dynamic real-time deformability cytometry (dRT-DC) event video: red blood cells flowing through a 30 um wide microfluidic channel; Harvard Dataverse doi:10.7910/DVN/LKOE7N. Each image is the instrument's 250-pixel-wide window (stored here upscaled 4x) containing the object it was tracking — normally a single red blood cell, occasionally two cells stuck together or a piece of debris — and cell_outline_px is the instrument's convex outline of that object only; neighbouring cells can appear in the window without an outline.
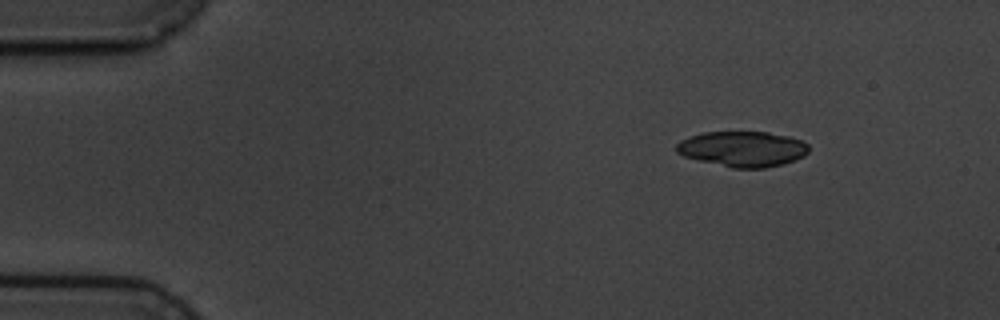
{"species": "common noctule bat (a hibernating species)", "species_latin": "Nyctalus noctula", "temperature_condition": "cold", "stored_images_in_passage": 6, "camera_frame_rate_fps": 3000, "um_per_image_px": 0.085, "animal": {"sex": "male", "body_mass_g": 19.5, "forearm_length_mm": 54.6}, "frame": {"image": 1, "passage_image": 2, "time_ms": 1.333, "image_size_px": [1000, 320], "cell_outline_px": [[808, 152], [804, 156], [796, 160], [784, 164], [764, 168], [732, 168], [684, 156], [676, 152], [676, 144], [680, 140], [688, 136], [704, 132], [768, 132], [788, 136], [804, 140], [808, 144]], "centroid_in_image_um": [63.15, 12.65], "position_along_channel_um": 21.9, "area_um2": 27.51}}